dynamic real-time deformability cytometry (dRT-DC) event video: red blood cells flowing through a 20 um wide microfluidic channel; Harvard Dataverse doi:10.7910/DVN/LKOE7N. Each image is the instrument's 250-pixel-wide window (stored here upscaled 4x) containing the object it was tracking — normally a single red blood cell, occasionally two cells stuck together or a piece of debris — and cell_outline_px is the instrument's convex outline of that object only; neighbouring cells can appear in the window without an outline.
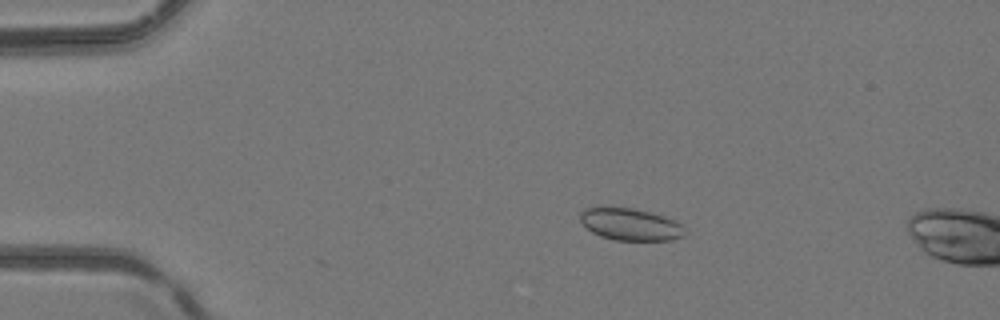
{"species": "common noctule bat (a hibernating species)", "species_latin": "Nyctalus noctula", "temperature_condition": "room temperature", "stored_images_in_passage": 4, "camera_frame_rate_fps": 3000, "um_per_image_px": 0.085, "animal": {"sex": "female", "body_mass_g": 24.6, "forearm_length_mm": 56.2}, "frame": {"image": 1, "passage_image": 2, "time_ms": 0.333, "image_size_px": [1000, 320], "cell_outline_px": [[684, 236], [672, 240], [616, 240], [600, 236], [592, 232], [580, 220], [580, 212], [584, 208], [632, 208], [664, 216], [676, 220], [680, 224]], "centroid_in_image_um": [53.57, 19.08], "position_along_channel_um": 31.4, "area_um2": 19.19}}